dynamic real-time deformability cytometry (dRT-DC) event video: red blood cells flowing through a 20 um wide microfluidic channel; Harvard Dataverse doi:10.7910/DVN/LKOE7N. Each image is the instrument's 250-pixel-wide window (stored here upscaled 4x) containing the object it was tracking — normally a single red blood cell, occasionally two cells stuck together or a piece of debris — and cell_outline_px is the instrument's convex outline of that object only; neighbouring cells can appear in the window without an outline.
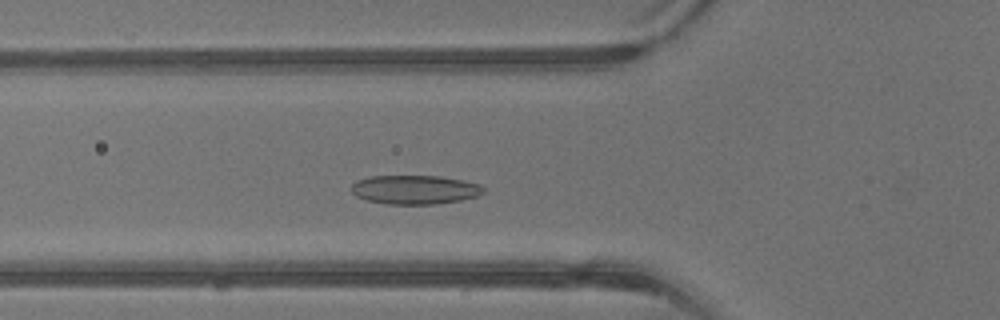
{"species": "common noctule bat (a hibernating species)", "species_latin": "Nyctalus noctula", "temperature_condition": "warm", "stored_images_in_passage": 34, "camera_frame_rate_fps": 3000, "um_per_image_px": 0.085, "animal": {"sex": "male", "body_mass_g": 13.3}, "frame": {"image": 1, "passage_image": 7, "time_ms": 2.0, "image_size_px": [1000, 320], "cell_outline_px": [[484, 192], [476, 196], [460, 200], [436, 204], [384, 204], [368, 200], [356, 196], [348, 188], [356, 180], [368, 176], [440, 176], [464, 180], [480, 184], [484, 188]], "centroid_in_image_um": [35.22, 16.11], "position_along_channel_um": 90.6, "area_um2": 22.48}}
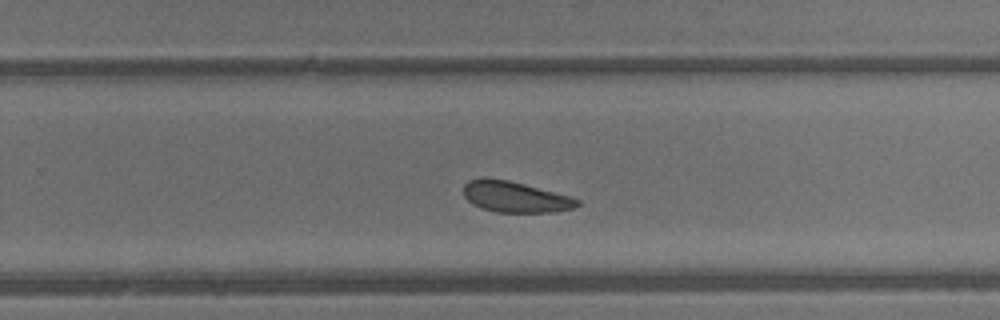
{"frame": {"image": 2, "passage_image": 19, "time_ms": 6.0, "image_size_px": [1000, 320], "cell_outline_px": [[580, 204], [572, 208], [556, 212], [496, 212], [472, 204], [464, 196], [464, 184], [468, 180], [508, 180], [572, 196], [580, 200]], "centroid_in_image_um": [43.86, 16.76], "position_along_channel_um": 285.9, "area_um2": 20.06}}
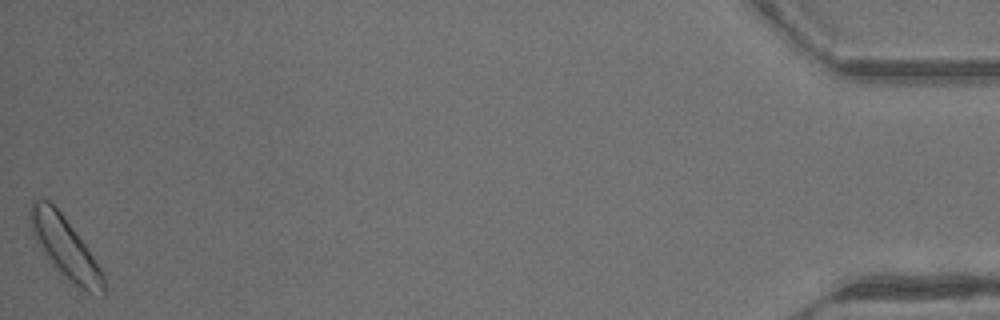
{"frame": {"image": 3, "passage_image": 34, "time_ms": 11.0, "image_size_px": [1000, 320], "cell_outline_px": [[104, 296], [88, 292], [72, 284], [52, 264], [36, 244], [32, 236], [28, 220], [28, 212], [32, 200], [36, 196], [48, 200], [64, 216], [76, 232], [104, 272]], "centroid_in_image_um": [5.47, 20.99], "position_along_channel_um": 429.7, "area_um2": 26.47}, "authors_computed_cell_mechanics": {"area_um2": 21.964, "velocity_mm_per_s": 4.891, "shape_relaxation_time_tau1_ms": 2.2076, "shape_relaxation_time_tau2_ms": 4.7458, "deformation_change_tau1": 0.0641, "deformation_change_tau2": 0.1255}}